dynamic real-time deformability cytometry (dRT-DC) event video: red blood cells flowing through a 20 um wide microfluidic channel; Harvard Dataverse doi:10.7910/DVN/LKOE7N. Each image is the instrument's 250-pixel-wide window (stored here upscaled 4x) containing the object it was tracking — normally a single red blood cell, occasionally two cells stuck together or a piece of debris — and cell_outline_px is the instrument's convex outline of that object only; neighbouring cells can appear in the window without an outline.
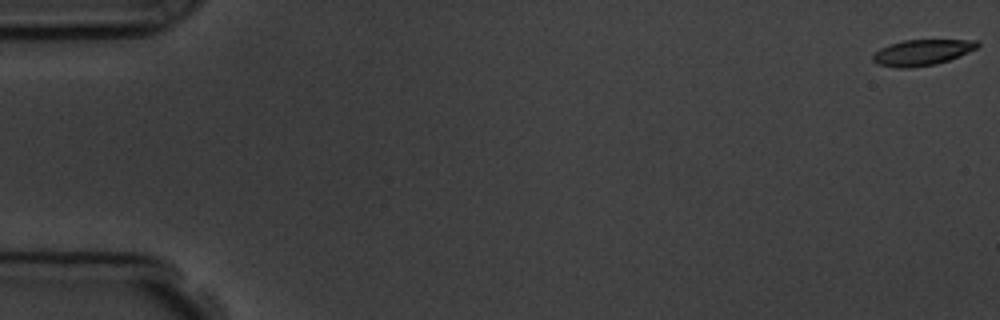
{"species": "common noctule bat (a hibernating species)", "species_latin": "Nyctalus noctula", "temperature_condition": "room temperature", "stored_images_in_passage": 4, "camera_frame_rate_fps": 3000, "um_per_image_px": 0.085, "animal": {"sex": "male", "body_mass_g": 19.5, "forearm_length_mm": 54.6}, "frame": {"image": 1, "passage_image": 1, "time_ms": 0.0, "image_size_px": [1000, 320], "cell_outline_px": [[980, 44], [976, 48], [948, 60], [936, 64], [908, 68], [896, 68], [876, 64], [872, 60], [872, 56], [880, 48], [904, 40], [976, 40]], "centroid_in_image_um": [78.33, 4.47], "position_along_channel_um": 6.7, "area_um2": 15.55}}
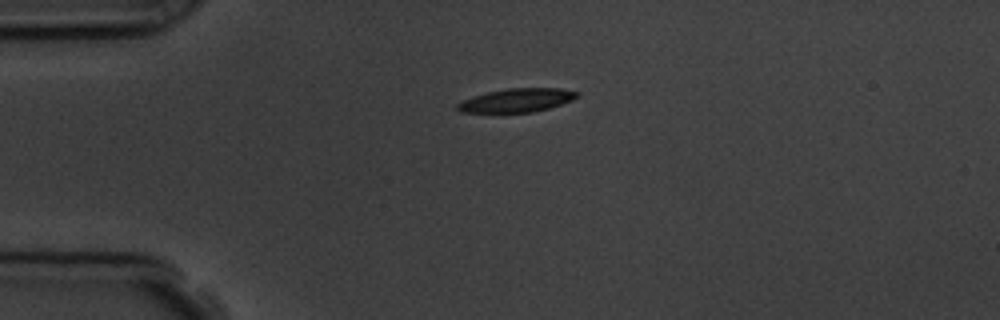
{"frame": {"image": 2, "passage_image": 4, "time_ms": 4.333, "image_size_px": [1000, 320], "cell_outline_px": [[580, 96], [572, 100], [548, 108], [532, 112], [460, 112], [456, 108], [456, 104], [472, 96], [488, 92], [508, 88], [560, 88], [580, 92]], "centroid_in_image_um": [43.94, 8.51], "position_along_channel_um": 41.1, "area_um2": 16.36}}